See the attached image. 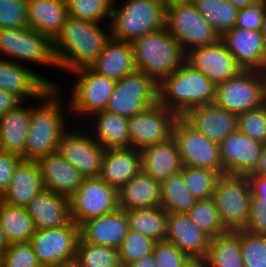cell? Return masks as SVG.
Wrapping results in <instances>:
<instances>
[{"instance_id":"55","label":"cell","mask_w":266,"mask_h":267,"mask_svg":"<svg viewBox=\"0 0 266 267\" xmlns=\"http://www.w3.org/2000/svg\"><path fill=\"white\" fill-rule=\"evenodd\" d=\"M125 267H157L153 254L142 257L140 260L127 264Z\"/></svg>"},{"instance_id":"56","label":"cell","mask_w":266,"mask_h":267,"mask_svg":"<svg viewBox=\"0 0 266 267\" xmlns=\"http://www.w3.org/2000/svg\"><path fill=\"white\" fill-rule=\"evenodd\" d=\"M234 7L241 9L261 3L263 0H227Z\"/></svg>"},{"instance_id":"59","label":"cell","mask_w":266,"mask_h":267,"mask_svg":"<svg viewBox=\"0 0 266 267\" xmlns=\"http://www.w3.org/2000/svg\"><path fill=\"white\" fill-rule=\"evenodd\" d=\"M195 0H164L166 5L193 4Z\"/></svg>"},{"instance_id":"54","label":"cell","mask_w":266,"mask_h":267,"mask_svg":"<svg viewBox=\"0 0 266 267\" xmlns=\"http://www.w3.org/2000/svg\"><path fill=\"white\" fill-rule=\"evenodd\" d=\"M247 175H260L266 176V143H264L261 151L259 161L254 169Z\"/></svg>"},{"instance_id":"41","label":"cell","mask_w":266,"mask_h":267,"mask_svg":"<svg viewBox=\"0 0 266 267\" xmlns=\"http://www.w3.org/2000/svg\"><path fill=\"white\" fill-rule=\"evenodd\" d=\"M180 172L186 188L197 200L212 198L216 182L221 176L220 174L209 169L184 165Z\"/></svg>"},{"instance_id":"49","label":"cell","mask_w":266,"mask_h":267,"mask_svg":"<svg viewBox=\"0 0 266 267\" xmlns=\"http://www.w3.org/2000/svg\"><path fill=\"white\" fill-rule=\"evenodd\" d=\"M266 14V0L253 6L239 9L235 28L261 31Z\"/></svg>"},{"instance_id":"47","label":"cell","mask_w":266,"mask_h":267,"mask_svg":"<svg viewBox=\"0 0 266 267\" xmlns=\"http://www.w3.org/2000/svg\"><path fill=\"white\" fill-rule=\"evenodd\" d=\"M28 0H0V29L27 27Z\"/></svg>"},{"instance_id":"22","label":"cell","mask_w":266,"mask_h":267,"mask_svg":"<svg viewBox=\"0 0 266 267\" xmlns=\"http://www.w3.org/2000/svg\"><path fill=\"white\" fill-rule=\"evenodd\" d=\"M44 189L70 198L85 177L72 164L57 152L47 154L36 160Z\"/></svg>"},{"instance_id":"7","label":"cell","mask_w":266,"mask_h":267,"mask_svg":"<svg viewBox=\"0 0 266 267\" xmlns=\"http://www.w3.org/2000/svg\"><path fill=\"white\" fill-rule=\"evenodd\" d=\"M251 188L246 175H221L212 199L228 231L242 230L250 215Z\"/></svg>"},{"instance_id":"18","label":"cell","mask_w":266,"mask_h":267,"mask_svg":"<svg viewBox=\"0 0 266 267\" xmlns=\"http://www.w3.org/2000/svg\"><path fill=\"white\" fill-rule=\"evenodd\" d=\"M220 40L241 69L266 73V43L261 31L234 27L225 32Z\"/></svg>"},{"instance_id":"12","label":"cell","mask_w":266,"mask_h":267,"mask_svg":"<svg viewBox=\"0 0 266 267\" xmlns=\"http://www.w3.org/2000/svg\"><path fill=\"white\" fill-rule=\"evenodd\" d=\"M181 161L184 166L205 168L225 175L219 143L206 138L183 117H179L173 128Z\"/></svg>"},{"instance_id":"20","label":"cell","mask_w":266,"mask_h":267,"mask_svg":"<svg viewBox=\"0 0 266 267\" xmlns=\"http://www.w3.org/2000/svg\"><path fill=\"white\" fill-rule=\"evenodd\" d=\"M263 145L239 130L227 135L219 143L225 174H249L259 161Z\"/></svg>"},{"instance_id":"14","label":"cell","mask_w":266,"mask_h":267,"mask_svg":"<svg viewBox=\"0 0 266 267\" xmlns=\"http://www.w3.org/2000/svg\"><path fill=\"white\" fill-rule=\"evenodd\" d=\"M69 201L71 220L77 225L119 208L118 189L100 177L85 178Z\"/></svg>"},{"instance_id":"3","label":"cell","mask_w":266,"mask_h":267,"mask_svg":"<svg viewBox=\"0 0 266 267\" xmlns=\"http://www.w3.org/2000/svg\"><path fill=\"white\" fill-rule=\"evenodd\" d=\"M216 85L184 63L158 84V102L183 117L189 110L214 103Z\"/></svg>"},{"instance_id":"31","label":"cell","mask_w":266,"mask_h":267,"mask_svg":"<svg viewBox=\"0 0 266 267\" xmlns=\"http://www.w3.org/2000/svg\"><path fill=\"white\" fill-rule=\"evenodd\" d=\"M68 17L65 0H28L27 26L54 40Z\"/></svg>"},{"instance_id":"38","label":"cell","mask_w":266,"mask_h":267,"mask_svg":"<svg viewBox=\"0 0 266 267\" xmlns=\"http://www.w3.org/2000/svg\"><path fill=\"white\" fill-rule=\"evenodd\" d=\"M197 201L186 188L181 172L161 182V207L168 213H188Z\"/></svg>"},{"instance_id":"53","label":"cell","mask_w":266,"mask_h":267,"mask_svg":"<svg viewBox=\"0 0 266 267\" xmlns=\"http://www.w3.org/2000/svg\"><path fill=\"white\" fill-rule=\"evenodd\" d=\"M21 103L22 101L18 97L8 91L0 89V117L10 110L15 109Z\"/></svg>"},{"instance_id":"13","label":"cell","mask_w":266,"mask_h":267,"mask_svg":"<svg viewBox=\"0 0 266 267\" xmlns=\"http://www.w3.org/2000/svg\"><path fill=\"white\" fill-rule=\"evenodd\" d=\"M76 75L73 82L69 110L85 119L96 112L105 110L108 100L116 86V81L97 74L89 67L78 68L71 72Z\"/></svg>"},{"instance_id":"25","label":"cell","mask_w":266,"mask_h":267,"mask_svg":"<svg viewBox=\"0 0 266 267\" xmlns=\"http://www.w3.org/2000/svg\"><path fill=\"white\" fill-rule=\"evenodd\" d=\"M36 229H52L71 221L69 198L50 190L40 191L26 206Z\"/></svg>"},{"instance_id":"10","label":"cell","mask_w":266,"mask_h":267,"mask_svg":"<svg viewBox=\"0 0 266 267\" xmlns=\"http://www.w3.org/2000/svg\"><path fill=\"white\" fill-rule=\"evenodd\" d=\"M158 103V84L147 74L135 70L116 81L106 111L130 118Z\"/></svg>"},{"instance_id":"9","label":"cell","mask_w":266,"mask_h":267,"mask_svg":"<svg viewBox=\"0 0 266 267\" xmlns=\"http://www.w3.org/2000/svg\"><path fill=\"white\" fill-rule=\"evenodd\" d=\"M165 28L185 52L220 40V36L193 4L166 5Z\"/></svg>"},{"instance_id":"26","label":"cell","mask_w":266,"mask_h":267,"mask_svg":"<svg viewBox=\"0 0 266 267\" xmlns=\"http://www.w3.org/2000/svg\"><path fill=\"white\" fill-rule=\"evenodd\" d=\"M89 68L115 81L129 75L136 70L132 43L110 37Z\"/></svg>"},{"instance_id":"11","label":"cell","mask_w":266,"mask_h":267,"mask_svg":"<svg viewBox=\"0 0 266 267\" xmlns=\"http://www.w3.org/2000/svg\"><path fill=\"white\" fill-rule=\"evenodd\" d=\"M79 239V225L71 220L65 226L36 229L29 242L42 267H59L75 259Z\"/></svg>"},{"instance_id":"51","label":"cell","mask_w":266,"mask_h":267,"mask_svg":"<svg viewBox=\"0 0 266 267\" xmlns=\"http://www.w3.org/2000/svg\"><path fill=\"white\" fill-rule=\"evenodd\" d=\"M22 160V157L0 150V192L9 187L11 178L14 174L16 166Z\"/></svg>"},{"instance_id":"37","label":"cell","mask_w":266,"mask_h":267,"mask_svg":"<svg viewBox=\"0 0 266 267\" xmlns=\"http://www.w3.org/2000/svg\"><path fill=\"white\" fill-rule=\"evenodd\" d=\"M193 5L220 37L235 27L239 9L227 0H195Z\"/></svg>"},{"instance_id":"23","label":"cell","mask_w":266,"mask_h":267,"mask_svg":"<svg viewBox=\"0 0 266 267\" xmlns=\"http://www.w3.org/2000/svg\"><path fill=\"white\" fill-rule=\"evenodd\" d=\"M79 228L83 241L115 249H119L129 230L126 212L121 208L86 220Z\"/></svg>"},{"instance_id":"44","label":"cell","mask_w":266,"mask_h":267,"mask_svg":"<svg viewBox=\"0 0 266 267\" xmlns=\"http://www.w3.org/2000/svg\"><path fill=\"white\" fill-rule=\"evenodd\" d=\"M241 252L244 267H266V235L241 230Z\"/></svg>"},{"instance_id":"34","label":"cell","mask_w":266,"mask_h":267,"mask_svg":"<svg viewBox=\"0 0 266 267\" xmlns=\"http://www.w3.org/2000/svg\"><path fill=\"white\" fill-rule=\"evenodd\" d=\"M205 259L208 267H244L241 230L211 238Z\"/></svg>"},{"instance_id":"39","label":"cell","mask_w":266,"mask_h":267,"mask_svg":"<svg viewBox=\"0 0 266 267\" xmlns=\"http://www.w3.org/2000/svg\"><path fill=\"white\" fill-rule=\"evenodd\" d=\"M75 260L84 267H123L118 249L85 242L81 238Z\"/></svg>"},{"instance_id":"4","label":"cell","mask_w":266,"mask_h":267,"mask_svg":"<svg viewBox=\"0 0 266 267\" xmlns=\"http://www.w3.org/2000/svg\"><path fill=\"white\" fill-rule=\"evenodd\" d=\"M136 70L157 84L185 63L186 52L166 28L143 35L132 42Z\"/></svg>"},{"instance_id":"58","label":"cell","mask_w":266,"mask_h":267,"mask_svg":"<svg viewBox=\"0 0 266 267\" xmlns=\"http://www.w3.org/2000/svg\"><path fill=\"white\" fill-rule=\"evenodd\" d=\"M10 246V243L8 242L3 226L0 221V256L5 252V250Z\"/></svg>"},{"instance_id":"60","label":"cell","mask_w":266,"mask_h":267,"mask_svg":"<svg viewBox=\"0 0 266 267\" xmlns=\"http://www.w3.org/2000/svg\"><path fill=\"white\" fill-rule=\"evenodd\" d=\"M261 33H262V36L264 37V40H265V43H266V14H265L263 25H262V28H261Z\"/></svg>"},{"instance_id":"48","label":"cell","mask_w":266,"mask_h":267,"mask_svg":"<svg viewBox=\"0 0 266 267\" xmlns=\"http://www.w3.org/2000/svg\"><path fill=\"white\" fill-rule=\"evenodd\" d=\"M153 255L157 267H182L190 258L176 245L167 241L156 242Z\"/></svg>"},{"instance_id":"24","label":"cell","mask_w":266,"mask_h":267,"mask_svg":"<svg viewBox=\"0 0 266 267\" xmlns=\"http://www.w3.org/2000/svg\"><path fill=\"white\" fill-rule=\"evenodd\" d=\"M211 237L200 230L187 213H168L165 241L192 258H205Z\"/></svg>"},{"instance_id":"2","label":"cell","mask_w":266,"mask_h":267,"mask_svg":"<svg viewBox=\"0 0 266 267\" xmlns=\"http://www.w3.org/2000/svg\"><path fill=\"white\" fill-rule=\"evenodd\" d=\"M62 91L60 85L51 86L40 96L38 106H31L24 160L36 161L42 156L55 153L62 135L68 127L71 129L70 125L67 126L69 123L65 118V107H62Z\"/></svg>"},{"instance_id":"6","label":"cell","mask_w":266,"mask_h":267,"mask_svg":"<svg viewBox=\"0 0 266 267\" xmlns=\"http://www.w3.org/2000/svg\"><path fill=\"white\" fill-rule=\"evenodd\" d=\"M214 103L237 115L262 107L266 104V73L240 70L216 85Z\"/></svg>"},{"instance_id":"21","label":"cell","mask_w":266,"mask_h":267,"mask_svg":"<svg viewBox=\"0 0 266 267\" xmlns=\"http://www.w3.org/2000/svg\"><path fill=\"white\" fill-rule=\"evenodd\" d=\"M183 118L206 138L217 143L238 130V115L215 103L195 107Z\"/></svg>"},{"instance_id":"61","label":"cell","mask_w":266,"mask_h":267,"mask_svg":"<svg viewBox=\"0 0 266 267\" xmlns=\"http://www.w3.org/2000/svg\"><path fill=\"white\" fill-rule=\"evenodd\" d=\"M67 265L69 267H84V266L80 265L75 259L70 261Z\"/></svg>"},{"instance_id":"35","label":"cell","mask_w":266,"mask_h":267,"mask_svg":"<svg viewBox=\"0 0 266 267\" xmlns=\"http://www.w3.org/2000/svg\"><path fill=\"white\" fill-rule=\"evenodd\" d=\"M129 229L156 242L167 236L168 212L161 206L125 210Z\"/></svg>"},{"instance_id":"28","label":"cell","mask_w":266,"mask_h":267,"mask_svg":"<svg viewBox=\"0 0 266 267\" xmlns=\"http://www.w3.org/2000/svg\"><path fill=\"white\" fill-rule=\"evenodd\" d=\"M44 189L36 161L21 160L16 166L9 187L3 193L6 204L25 207Z\"/></svg>"},{"instance_id":"45","label":"cell","mask_w":266,"mask_h":267,"mask_svg":"<svg viewBox=\"0 0 266 267\" xmlns=\"http://www.w3.org/2000/svg\"><path fill=\"white\" fill-rule=\"evenodd\" d=\"M0 267H42L30 242L13 243L0 256Z\"/></svg>"},{"instance_id":"33","label":"cell","mask_w":266,"mask_h":267,"mask_svg":"<svg viewBox=\"0 0 266 267\" xmlns=\"http://www.w3.org/2000/svg\"><path fill=\"white\" fill-rule=\"evenodd\" d=\"M88 120L92 122L91 127L94 125L90 134L105 149L130 148L128 118L103 110L94 113Z\"/></svg>"},{"instance_id":"52","label":"cell","mask_w":266,"mask_h":267,"mask_svg":"<svg viewBox=\"0 0 266 267\" xmlns=\"http://www.w3.org/2000/svg\"><path fill=\"white\" fill-rule=\"evenodd\" d=\"M250 183L251 195L259 201H266V176L246 175Z\"/></svg>"},{"instance_id":"40","label":"cell","mask_w":266,"mask_h":267,"mask_svg":"<svg viewBox=\"0 0 266 267\" xmlns=\"http://www.w3.org/2000/svg\"><path fill=\"white\" fill-rule=\"evenodd\" d=\"M187 214L191 221L211 238L228 232L212 198L198 200Z\"/></svg>"},{"instance_id":"29","label":"cell","mask_w":266,"mask_h":267,"mask_svg":"<svg viewBox=\"0 0 266 267\" xmlns=\"http://www.w3.org/2000/svg\"><path fill=\"white\" fill-rule=\"evenodd\" d=\"M122 210L161 206V182L142 170L118 189Z\"/></svg>"},{"instance_id":"46","label":"cell","mask_w":266,"mask_h":267,"mask_svg":"<svg viewBox=\"0 0 266 267\" xmlns=\"http://www.w3.org/2000/svg\"><path fill=\"white\" fill-rule=\"evenodd\" d=\"M238 130L254 140L266 143V104L239 114Z\"/></svg>"},{"instance_id":"16","label":"cell","mask_w":266,"mask_h":267,"mask_svg":"<svg viewBox=\"0 0 266 267\" xmlns=\"http://www.w3.org/2000/svg\"><path fill=\"white\" fill-rule=\"evenodd\" d=\"M178 118L175 112L163 107L159 102L128 118L130 147L142 150L168 141L173 137V128Z\"/></svg>"},{"instance_id":"36","label":"cell","mask_w":266,"mask_h":267,"mask_svg":"<svg viewBox=\"0 0 266 267\" xmlns=\"http://www.w3.org/2000/svg\"><path fill=\"white\" fill-rule=\"evenodd\" d=\"M0 221L10 244L29 242L36 231L32 218L25 207L3 202L0 207Z\"/></svg>"},{"instance_id":"42","label":"cell","mask_w":266,"mask_h":267,"mask_svg":"<svg viewBox=\"0 0 266 267\" xmlns=\"http://www.w3.org/2000/svg\"><path fill=\"white\" fill-rule=\"evenodd\" d=\"M66 4L68 16L103 23L111 19L114 0H66Z\"/></svg>"},{"instance_id":"15","label":"cell","mask_w":266,"mask_h":267,"mask_svg":"<svg viewBox=\"0 0 266 267\" xmlns=\"http://www.w3.org/2000/svg\"><path fill=\"white\" fill-rule=\"evenodd\" d=\"M87 129H68L59 140L56 152L85 178H99L106 149L90 134L92 128Z\"/></svg>"},{"instance_id":"19","label":"cell","mask_w":266,"mask_h":267,"mask_svg":"<svg viewBox=\"0 0 266 267\" xmlns=\"http://www.w3.org/2000/svg\"><path fill=\"white\" fill-rule=\"evenodd\" d=\"M22 63L0 58V89L12 93L22 102L40 96L51 86H58ZM44 77V78H43Z\"/></svg>"},{"instance_id":"8","label":"cell","mask_w":266,"mask_h":267,"mask_svg":"<svg viewBox=\"0 0 266 267\" xmlns=\"http://www.w3.org/2000/svg\"><path fill=\"white\" fill-rule=\"evenodd\" d=\"M0 52L19 64L22 60L59 69L53 40L28 26L0 29Z\"/></svg>"},{"instance_id":"1","label":"cell","mask_w":266,"mask_h":267,"mask_svg":"<svg viewBox=\"0 0 266 267\" xmlns=\"http://www.w3.org/2000/svg\"><path fill=\"white\" fill-rule=\"evenodd\" d=\"M106 27L103 23L68 16L53 40L59 69L70 73L89 67L110 39V28L105 30Z\"/></svg>"},{"instance_id":"30","label":"cell","mask_w":266,"mask_h":267,"mask_svg":"<svg viewBox=\"0 0 266 267\" xmlns=\"http://www.w3.org/2000/svg\"><path fill=\"white\" fill-rule=\"evenodd\" d=\"M141 170L140 150L131 147L106 149L100 178L119 189Z\"/></svg>"},{"instance_id":"32","label":"cell","mask_w":266,"mask_h":267,"mask_svg":"<svg viewBox=\"0 0 266 267\" xmlns=\"http://www.w3.org/2000/svg\"><path fill=\"white\" fill-rule=\"evenodd\" d=\"M23 103L0 117V150L16 154L22 160L31 117V106Z\"/></svg>"},{"instance_id":"57","label":"cell","mask_w":266,"mask_h":267,"mask_svg":"<svg viewBox=\"0 0 266 267\" xmlns=\"http://www.w3.org/2000/svg\"><path fill=\"white\" fill-rule=\"evenodd\" d=\"M182 267H208V264L205 258L190 257Z\"/></svg>"},{"instance_id":"17","label":"cell","mask_w":266,"mask_h":267,"mask_svg":"<svg viewBox=\"0 0 266 267\" xmlns=\"http://www.w3.org/2000/svg\"><path fill=\"white\" fill-rule=\"evenodd\" d=\"M185 63L200 71L215 85L242 70L221 40L212 45L190 49L186 52Z\"/></svg>"},{"instance_id":"50","label":"cell","mask_w":266,"mask_h":267,"mask_svg":"<svg viewBox=\"0 0 266 267\" xmlns=\"http://www.w3.org/2000/svg\"><path fill=\"white\" fill-rule=\"evenodd\" d=\"M243 230L257 235H266V201L251 197L250 215Z\"/></svg>"},{"instance_id":"27","label":"cell","mask_w":266,"mask_h":267,"mask_svg":"<svg viewBox=\"0 0 266 267\" xmlns=\"http://www.w3.org/2000/svg\"><path fill=\"white\" fill-rule=\"evenodd\" d=\"M142 171L162 182L182 170L183 164L176 140L153 144L140 150Z\"/></svg>"},{"instance_id":"43","label":"cell","mask_w":266,"mask_h":267,"mask_svg":"<svg viewBox=\"0 0 266 267\" xmlns=\"http://www.w3.org/2000/svg\"><path fill=\"white\" fill-rule=\"evenodd\" d=\"M155 244L153 239L129 229L118 249L123 267L153 254Z\"/></svg>"},{"instance_id":"62","label":"cell","mask_w":266,"mask_h":267,"mask_svg":"<svg viewBox=\"0 0 266 267\" xmlns=\"http://www.w3.org/2000/svg\"><path fill=\"white\" fill-rule=\"evenodd\" d=\"M3 203V193L0 192V207H1V204Z\"/></svg>"},{"instance_id":"5","label":"cell","mask_w":266,"mask_h":267,"mask_svg":"<svg viewBox=\"0 0 266 267\" xmlns=\"http://www.w3.org/2000/svg\"><path fill=\"white\" fill-rule=\"evenodd\" d=\"M113 4L108 27L110 37L133 42L148 33L165 28L164 0H123Z\"/></svg>"}]
</instances>
